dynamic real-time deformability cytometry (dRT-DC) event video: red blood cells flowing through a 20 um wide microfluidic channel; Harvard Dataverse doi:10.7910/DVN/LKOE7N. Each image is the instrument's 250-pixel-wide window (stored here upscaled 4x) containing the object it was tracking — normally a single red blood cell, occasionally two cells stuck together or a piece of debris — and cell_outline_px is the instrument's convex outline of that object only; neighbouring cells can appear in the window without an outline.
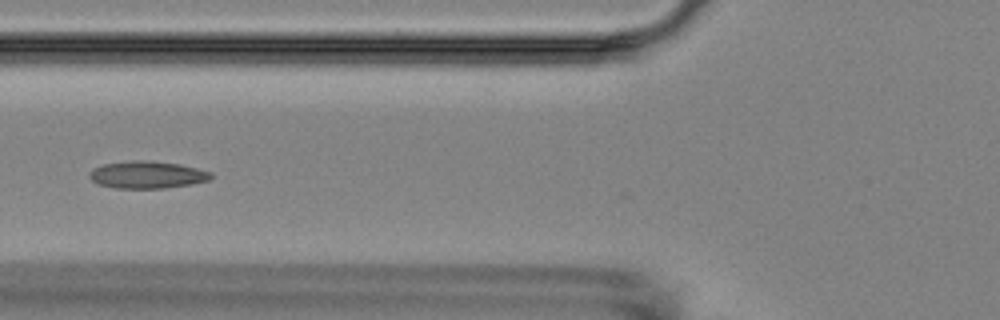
{"species": "Egyptian fruit bat (a non-hibernating species)", "species_latin": "Rousettus aegyptiacus", "temperature_condition": "room temperature", "stored_images_in_passage": 7, "camera_frame_rate_fps": 3000, "um_per_image_px": 0.085, "animal": {"sex": "female"}, "frame": {"image": 1, "passage_image": 5, "time_ms": 5.667, "image_size_px": [1000, 320], "cell_outline_px": [[212, 176], [208, 180], [192, 184], [164, 188], [116, 188], [96, 184], [88, 176], [96, 168], [104, 164], [132, 160], [136, 160], [180, 164], [212, 172]], "centroid_in_image_um": [12.52, 14.87], "position_along_channel_um": 113.3, "area_um2": 19.02}}
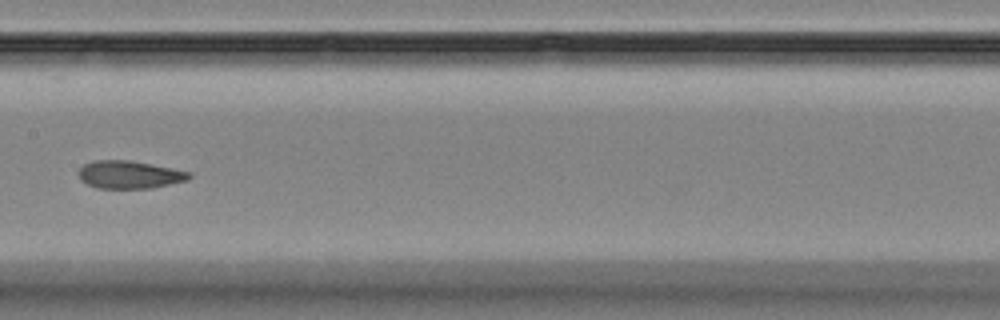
{"frame": {"image": 2, "passage_image": 7, "time_ms": 8.0, "image_size_px": [1000, 320], "cell_outline_px": [[192, 176], [188, 180], [152, 188], [96, 188], [80, 180], [76, 172], [84, 164], [92, 160], [128, 160], [172, 168], [188, 172]], "centroid_in_image_um": [10.95, 14.84], "position_along_channel_um": 196.5, "area_um2": 17.92}}